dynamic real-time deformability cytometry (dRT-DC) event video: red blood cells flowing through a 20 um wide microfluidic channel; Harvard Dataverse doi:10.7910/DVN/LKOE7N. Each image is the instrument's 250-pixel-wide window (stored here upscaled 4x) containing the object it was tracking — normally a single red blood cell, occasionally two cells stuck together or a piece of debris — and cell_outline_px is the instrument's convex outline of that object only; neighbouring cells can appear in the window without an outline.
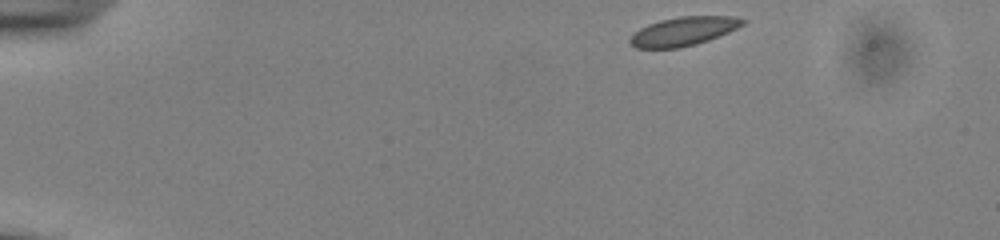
{"species": "common noctule bat (a hibernating species)", "species_latin": "Nyctalus noctula", "temperature_condition": "cold", "stored_images_in_passage": 47, "camera_frame_rate_fps": 3000, "um_per_image_px": 0.085, "animal": {"sex": "male", "body_mass_g": 13.0, "forearm_length_mm": 53.1}, "frame": {"image": 1, "passage_image": 1, "time_ms": 0.0, "image_size_px": [1000, 240], "cell_outline_px": [[748, 20], [744, 24], [728, 32], [708, 40], [696, 44], [680, 48], [636, 48], [628, 44], [628, 40], [640, 28], [648, 24], [660, 20], [680, 16], [736, 16]], "centroid_in_image_um": [58.09, 2.66], "position_along_channel_um": 26.9, "area_um2": 18.96}}
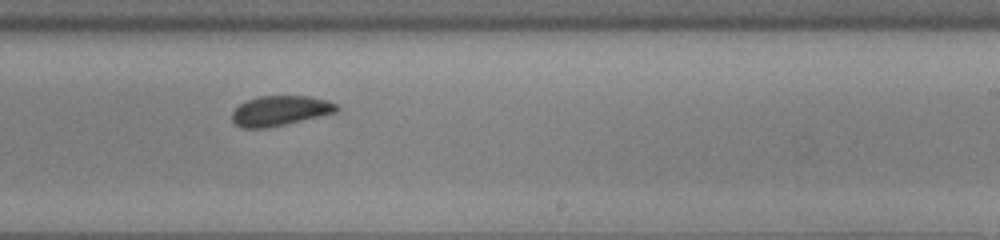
{"frame": {"image": 2, "passage_image": 27, "time_ms": 8.667, "image_size_px": [1000, 240], "cell_outline_px": [[340, 108], [336, 112], [284, 124], [264, 128], [240, 128], [232, 120], [232, 112], [240, 104], [248, 100], [260, 96], [308, 96], [328, 100], [336, 104]], "centroid_in_image_um": [23.8, 9.41], "position_along_channel_um": 265.2, "area_um2": 18.03}}
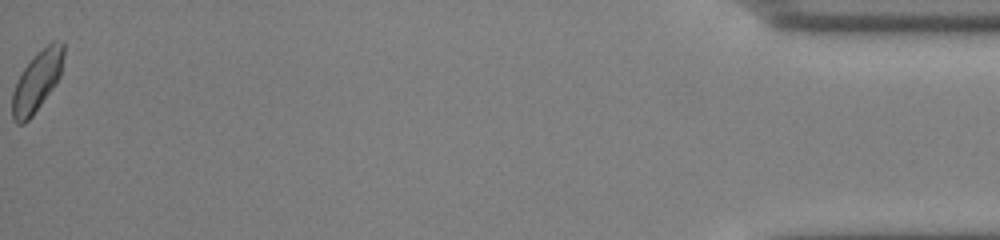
{"frame": {"image": 3, "passage_image": 47, "time_ms": 15.333, "image_size_px": [1000, 240], "cell_outline_px": [[64, 56], [60, 76], [56, 84], [32, 116], [24, 124], [16, 124], [12, 116], [12, 92], [24, 68], [52, 40], [56, 40], [64, 44]], "centroid_in_image_um": [3.16, 6.94], "position_along_channel_um": 432.0, "area_um2": 17.69}}